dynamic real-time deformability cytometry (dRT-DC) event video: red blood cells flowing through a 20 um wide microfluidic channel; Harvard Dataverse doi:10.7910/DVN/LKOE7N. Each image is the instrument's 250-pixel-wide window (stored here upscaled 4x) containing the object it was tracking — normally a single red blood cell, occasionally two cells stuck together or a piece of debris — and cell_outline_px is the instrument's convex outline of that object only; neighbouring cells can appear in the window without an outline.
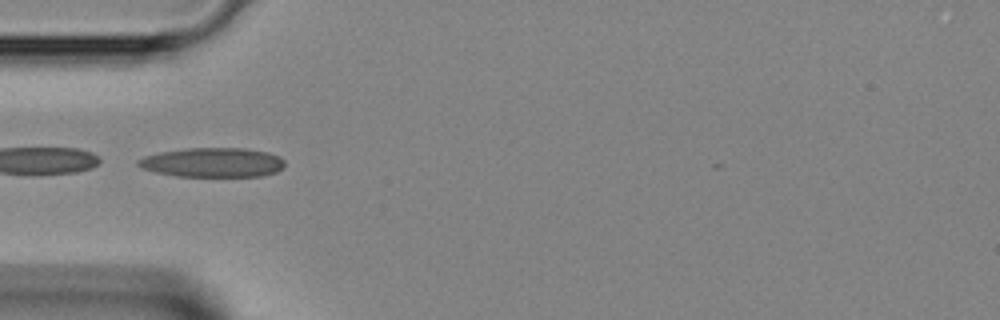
{"species": "Egyptian fruit bat (a non-hibernating species)", "species_latin": "Rousettus aegyptiacus", "temperature_condition": "room temperature", "stored_images_in_passage": 27, "camera_frame_rate_fps": 3000, "um_per_image_px": 0.085, "animal": {"sex": "female"}, "frame": {"image": 1, "passage_image": 1, "time_ms": 0.0, "image_size_px": [1000, 320], "cell_outline_px": [[284, 168], [276, 172], [264, 176], [176, 176], [156, 172], [140, 168], [136, 164], [136, 160], [144, 156], [160, 152], [188, 148], [244, 148], [268, 152], [280, 156], [284, 160]], "centroid_in_image_um": [18.08, 13.81], "position_along_channel_um": 66.9, "area_um2": 25.32}}